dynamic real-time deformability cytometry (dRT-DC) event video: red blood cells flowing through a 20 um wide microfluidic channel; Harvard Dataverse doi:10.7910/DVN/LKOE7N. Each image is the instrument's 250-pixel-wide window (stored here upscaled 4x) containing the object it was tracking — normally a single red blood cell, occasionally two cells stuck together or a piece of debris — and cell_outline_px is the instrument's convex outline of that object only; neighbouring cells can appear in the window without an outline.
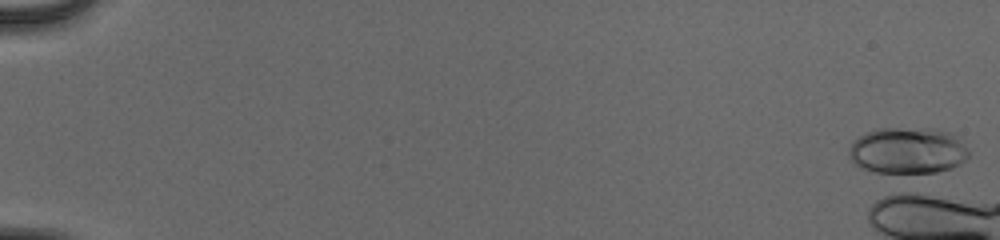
{"species": "human", "species_latin": "Homo sapiens", "temperature_condition": "cold", "stored_images_in_passage": 1, "camera_frame_rate_fps": 3000, "um_per_image_px": 0.085, "donor": {"sex": "male"}, "frame": {"image": 1, "passage_image": 1, "time_ms": 0.0, "image_size_px": [1000, 240], "cell_outline_px": [[968, 156], [960, 164], [952, 168], [936, 172], [904, 176], [900, 176], [876, 172], [864, 168], [856, 164], [848, 156], [848, 148], [860, 136], [876, 128], [932, 128], [948, 132], [956, 136], [968, 148]], "centroid_in_image_um": [77.16, 12.84], "position_along_channel_um": 7.8, "area_um2": 33.12}}